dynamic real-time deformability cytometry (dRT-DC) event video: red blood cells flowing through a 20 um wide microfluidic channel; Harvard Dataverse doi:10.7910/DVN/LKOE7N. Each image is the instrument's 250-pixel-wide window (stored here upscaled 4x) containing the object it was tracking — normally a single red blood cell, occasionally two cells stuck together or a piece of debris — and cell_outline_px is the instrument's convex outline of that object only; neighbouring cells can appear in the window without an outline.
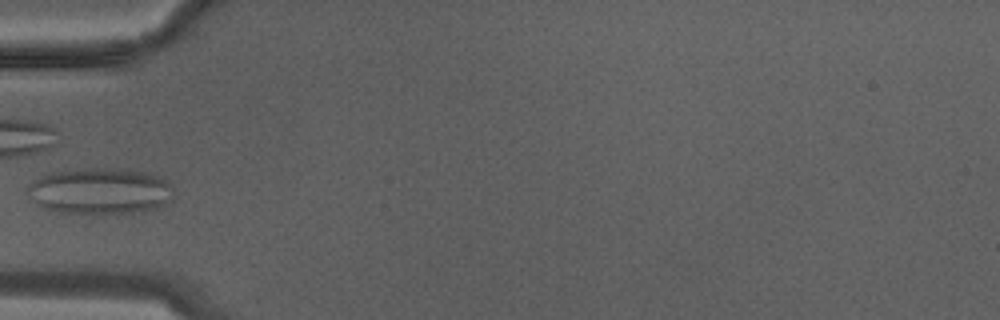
{"species": "Egyptian fruit bat (a non-hibernating species)", "species_latin": "Rousettus aegyptiacus", "temperature_condition": "warm", "stored_images_in_passage": 1, "camera_frame_rate_fps": 3000, "um_per_image_px": 0.085, "animal": {"sex": "male"}, "frame": {"image": 1, "passage_image": 1, "time_ms": 0.0, "image_size_px": [1000, 320], "cell_outline_px": [[172, 200], [164, 204], [152, 208], [136, 212], [60, 212], [44, 208], [36, 204], [28, 196], [28, 188], [40, 176], [48, 172], [92, 168], [116, 168], [144, 172], [156, 176], [164, 180], [172, 188]], "centroid_in_image_um": [8.47, 16.22], "position_along_channel_um": 76.5, "area_um2": 38.55}}